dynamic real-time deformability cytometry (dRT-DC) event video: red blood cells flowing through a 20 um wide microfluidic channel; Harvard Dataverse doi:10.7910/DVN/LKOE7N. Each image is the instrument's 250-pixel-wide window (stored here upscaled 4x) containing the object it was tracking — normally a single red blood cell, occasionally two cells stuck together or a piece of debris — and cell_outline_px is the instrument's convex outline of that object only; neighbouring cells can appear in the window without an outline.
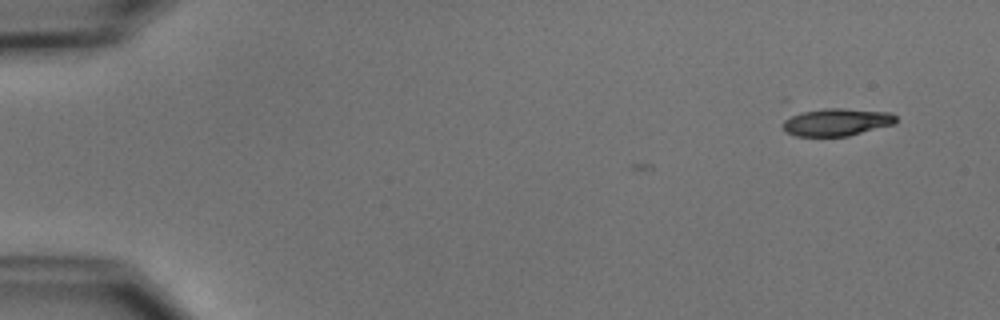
{"species": "common noctule bat (a hibernating species)", "species_latin": "Nyctalus noctula", "temperature_condition": "cold", "stored_images_in_passage": 43, "camera_frame_rate_fps": 3000, "um_per_image_px": 0.085, "animal": {"sex": "male", "body_mass_g": 15.6}, "frame": {"image": 1, "passage_image": 1, "time_ms": 0.0, "image_size_px": [1000, 320], "cell_outline_px": [[896, 124], [848, 136], [796, 136], [788, 132], [780, 124], [792, 112], [824, 108], [840, 108], [892, 112], [896, 116]], "centroid_in_image_um": [71.09, 10.36], "position_along_channel_um": 13.9, "area_um2": 18.55}}
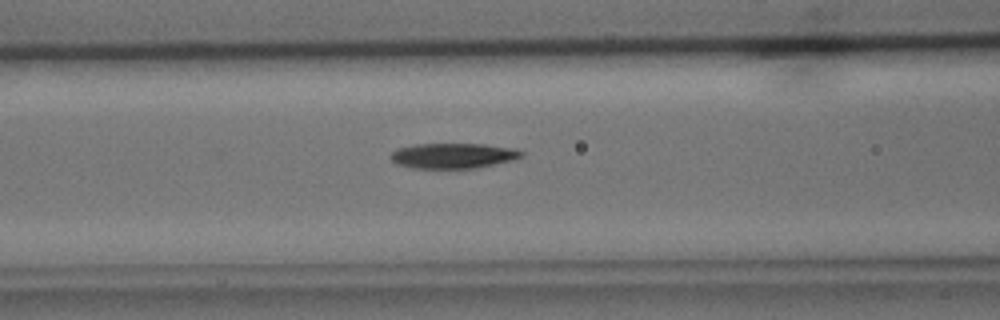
{"frame": {"image": 2, "passage_image": 20, "time_ms": 6.333, "image_size_px": [1000, 320], "cell_outline_px": [[524, 156], [512, 160], [476, 168], [412, 168], [396, 164], [392, 160], [392, 152], [396, 148], [412, 144], [484, 144], [516, 148], [524, 152]], "centroid_in_image_um": [38.53, 13.23], "position_along_channel_um": 128.1, "area_um2": 19.36}}
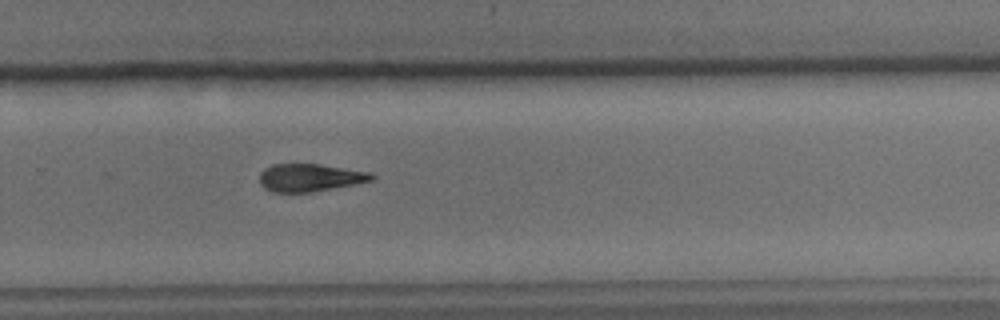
{"frame": {"image": 3, "passage_image": 34, "time_ms": 11.0, "image_size_px": [1000, 320], "cell_outline_px": [[376, 176], [372, 180], [352, 184], [308, 192], [272, 192], [264, 188], [260, 184], [260, 172], [264, 168], [272, 164], [320, 164], [372, 172]], "centroid_in_image_um": [26.31, 15.08], "position_along_channel_um": 303.5, "area_um2": 17.98}, "authors_computed_cell_mechanics": {"area_um2": 19.1318, "velocity_mm_per_s": 3.7712, "shape_relaxation_time_tau1_ms": 4.5336, "shape_relaxation_time_tau2_ms": null, "deformation_change_tau1": 0.1449, "deformation_change_tau2": null}}